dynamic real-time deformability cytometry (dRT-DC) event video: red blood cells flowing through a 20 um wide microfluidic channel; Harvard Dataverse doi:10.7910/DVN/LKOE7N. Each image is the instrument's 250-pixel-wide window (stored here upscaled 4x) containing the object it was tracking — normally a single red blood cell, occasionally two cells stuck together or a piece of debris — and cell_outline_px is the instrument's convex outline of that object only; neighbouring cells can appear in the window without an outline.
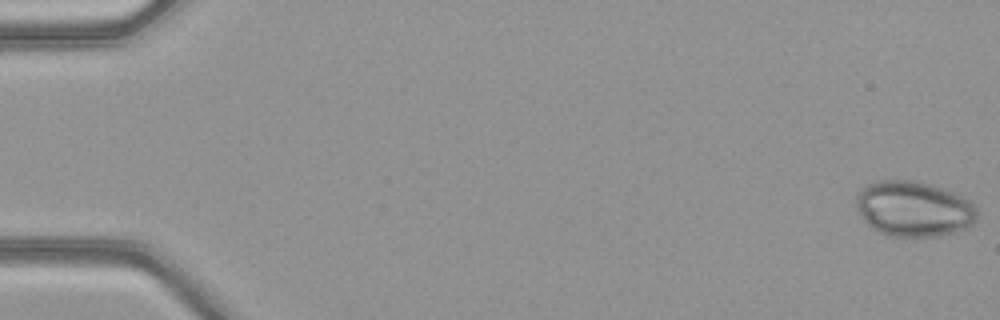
{"species": "common noctule bat (a hibernating species)", "species_latin": "Nyctalus noctula", "temperature_condition": "warm", "stored_images_in_passage": 47, "camera_frame_rate_fps": 3000, "um_per_image_px": 0.085, "animal": {"sex": "female", "body_mass_g": 21.9}, "frame": {"image": 1, "passage_image": 1, "time_ms": 0.0, "image_size_px": [1000, 320], "cell_outline_px": [[976, 220], [972, 224], [964, 228], [952, 232], [936, 236], [892, 236], [880, 232], [872, 228], [864, 220], [856, 208], [856, 196], [860, 188], [876, 180], [916, 180], [944, 188], [968, 200], [976, 208]], "centroid_in_image_um": [77.62, 17.73], "position_along_channel_um": 7.4, "area_um2": 38.9}}
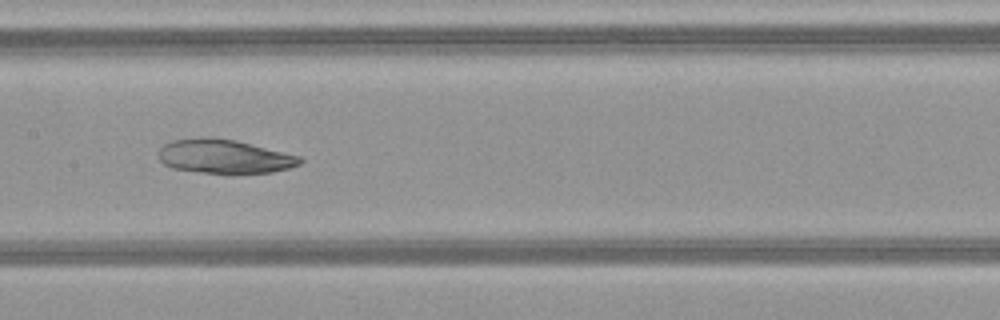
{"frame": {"image": 2, "passage_image": 26, "time_ms": 8.333, "image_size_px": [1000, 320], "cell_outline_px": [[304, 160], [300, 164], [288, 168], [272, 172], [232, 176], [224, 176], [172, 168], [164, 164], [160, 160], [160, 148], [164, 144], [172, 140], [208, 136], [236, 140], [300, 156]], "centroid_in_image_um": [19.08, 13.33], "position_along_channel_um": 188.3, "area_um2": 28.84}}
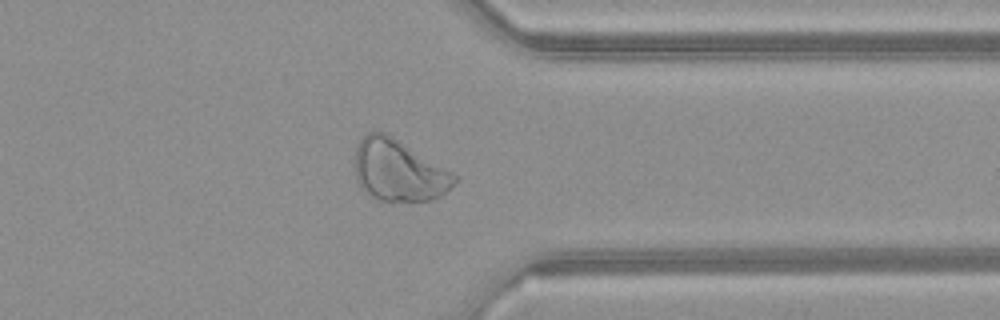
{"frame": {"image": 3, "passage_image": 40, "time_ms": 13.0, "image_size_px": [1000, 320], "cell_outline_px": [[460, 176], [440, 196], [432, 200], [380, 200], [364, 192], [356, 176], [356, 144], [368, 132], [376, 128], [392, 136]], "centroid_in_image_um": [33.88, 14.46], "position_along_channel_um": 377.5, "area_um2": 35.37}}